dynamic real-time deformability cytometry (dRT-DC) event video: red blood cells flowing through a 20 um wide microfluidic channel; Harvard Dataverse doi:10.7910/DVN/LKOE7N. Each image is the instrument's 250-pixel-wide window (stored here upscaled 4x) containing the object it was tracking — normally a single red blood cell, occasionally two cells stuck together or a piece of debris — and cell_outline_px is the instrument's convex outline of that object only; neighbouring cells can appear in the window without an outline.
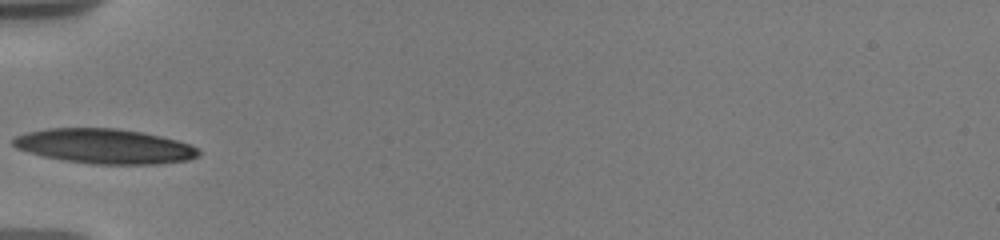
{"species": "human", "species_latin": "Homo sapiens", "temperature_condition": "warm", "stored_images_in_passage": 37, "camera_frame_rate_fps": 3000, "um_per_image_px": 0.085, "donor": {"sex": "male"}, "frame": {"image": 1, "passage_image": 1, "time_ms": 0.0, "image_size_px": [1000, 240], "cell_outline_px": [[200, 156], [188, 160], [156, 164], [92, 164], [64, 160], [44, 156], [28, 152], [16, 148], [12, 144], [12, 140], [16, 136], [28, 132], [48, 128], [116, 128], [140, 132], [160, 136], [176, 140], [188, 144], [196, 148], [200, 152]], "centroid_in_image_um": [8.88, 12.43], "position_along_channel_um": 76.1, "area_um2": 37.4}}
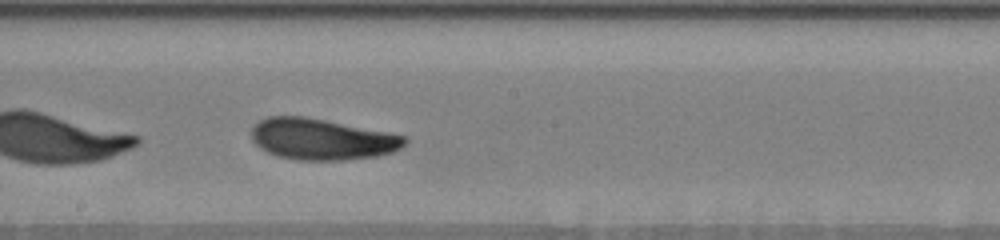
{"frame": {"image": 2, "passage_image": 13, "time_ms": 4.0, "image_size_px": [1000, 240], "cell_outline_px": [[408, 140], [400, 148], [392, 152], [376, 156], [344, 160], [300, 160], [276, 156], [260, 148], [252, 140], [252, 128], [260, 120], [268, 116], [304, 116], [388, 132], [408, 136]], "centroid_in_image_um": [27.36, 11.83], "position_along_channel_um": 220.8, "area_um2": 36.7}}
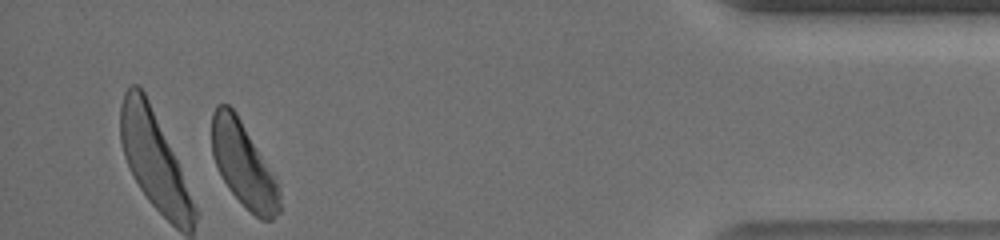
{"frame": {"image": 3, "passage_image": 33, "time_ms": 10.667, "image_size_px": [1000, 240], "cell_outline_px": [[280, 212], [272, 220], [260, 220], [228, 188], [212, 156], [212, 112], [216, 104], [228, 104], [236, 112], [276, 180], [280, 196]], "centroid_in_image_um": [20.68, 13.98], "position_along_channel_um": 414.5, "area_um2": 32.6}, "authors_computed_cell_mechanics": {"area_um2": 36.2984, "velocity_mm_per_s": 3.6147, "shape_relaxation_time_tau1_ms": 4.7561, "shape_relaxation_time_tau2_ms": 2.3927, "deformation_change_tau1": 0.144, "deformation_change_tau2": 0.0826}}